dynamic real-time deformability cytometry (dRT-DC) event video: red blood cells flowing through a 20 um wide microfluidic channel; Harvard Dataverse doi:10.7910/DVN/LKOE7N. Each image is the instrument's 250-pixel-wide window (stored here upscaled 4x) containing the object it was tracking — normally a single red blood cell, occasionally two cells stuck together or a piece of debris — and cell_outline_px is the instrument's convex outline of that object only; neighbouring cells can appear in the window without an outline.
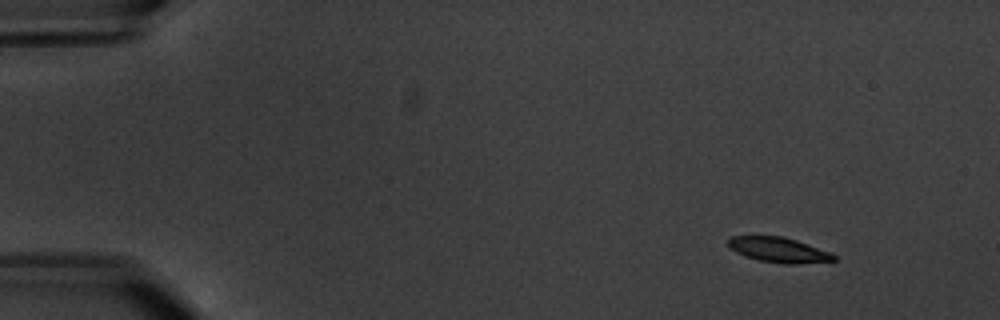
{"species": "common noctule bat (a hibernating species)", "species_latin": "Nyctalus noctula", "temperature_condition": "warm", "stored_images_in_passage": 4, "camera_frame_rate_fps": 3000, "um_per_image_px": 0.085, "animal": {"sex": "male", "body_mass_g": 20.1, "forearm_length_mm": 53.5}, "frame": {"image": 1, "passage_image": 1, "time_ms": 0.0, "image_size_px": [1000, 320], "cell_outline_px": [[836, 260], [796, 264], [784, 264], [756, 260], [744, 256], [736, 252], [728, 244], [728, 240], [732, 236], [784, 236], [832, 252], [836, 256]], "centroid_in_image_um": [66.21, 21.24], "position_along_channel_um": 18.8, "area_um2": 15.49}}
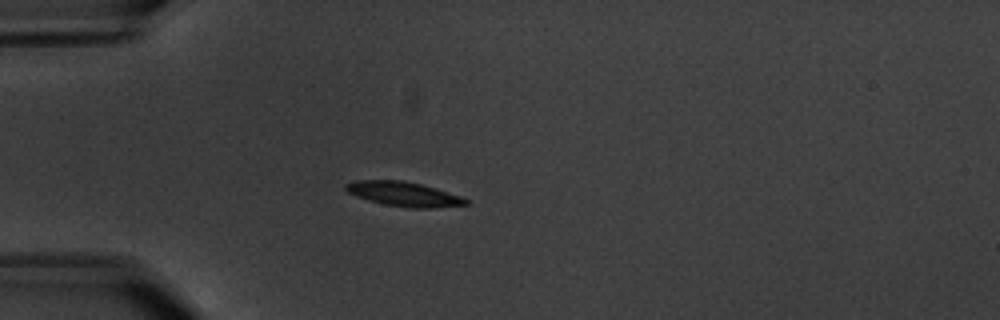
{"frame": {"image": 2, "passage_image": 4, "time_ms": 3.667, "image_size_px": [1000, 320], "cell_outline_px": [[468, 204], [432, 208], [408, 208], [384, 204], [368, 200], [356, 196], [348, 192], [344, 188], [344, 184], [356, 180], [404, 180], [436, 188], [460, 196], [468, 200]], "centroid_in_image_um": [34.29, 16.49], "position_along_channel_um": 50.7, "area_um2": 17.11}}